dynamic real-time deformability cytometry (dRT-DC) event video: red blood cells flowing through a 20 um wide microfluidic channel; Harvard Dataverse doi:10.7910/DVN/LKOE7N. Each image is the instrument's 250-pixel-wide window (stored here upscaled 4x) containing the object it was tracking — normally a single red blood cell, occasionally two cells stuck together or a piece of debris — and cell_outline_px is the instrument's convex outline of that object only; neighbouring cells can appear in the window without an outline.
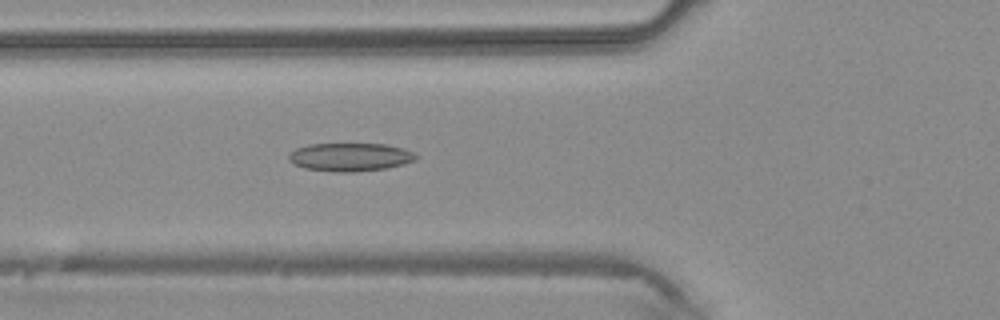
{"species": "common noctule bat (a hibernating species)", "species_latin": "Nyctalus noctula", "temperature_condition": "warm", "stored_images_in_passage": 30, "camera_frame_rate_fps": 3000, "um_per_image_px": 0.085, "animal": {"sex": "male", "body_mass_g": 20.4}, "frame": {"image": 1, "passage_image": 3, "time_ms": 0.667, "image_size_px": [1000, 320], "cell_outline_px": [[416, 160], [404, 164], [388, 168], [352, 172], [336, 172], [304, 168], [288, 160], [288, 152], [296, 148], [308, 144], [384, 144], [404, 148], [412, 152], [416, 156]], "centroid_in_image_um": [29.74, 13.35], "position_along_channel_um": 96.1, "area_um2": 20.98}}
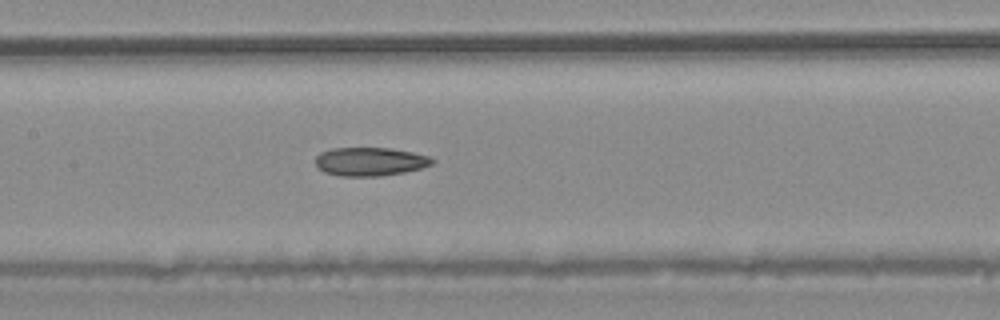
{"frame": {"image": 2, "passage_image": 8, "time_ms": 2.333, "image_size_px": [1000, 320], "cell_outline_px": [[436, 160], [432, 164], [420, 168], [404, 172], [380, 176], [340, 176], [324, 172], [316, 164], [316, 156], [320, 152], [332, 148], [392, 148], [412, 152], [428, 156]], "centroid_in_image_um": [31.45, 13.73], "position_along_channel_um": 175.9, "area_um2": 19.36}}
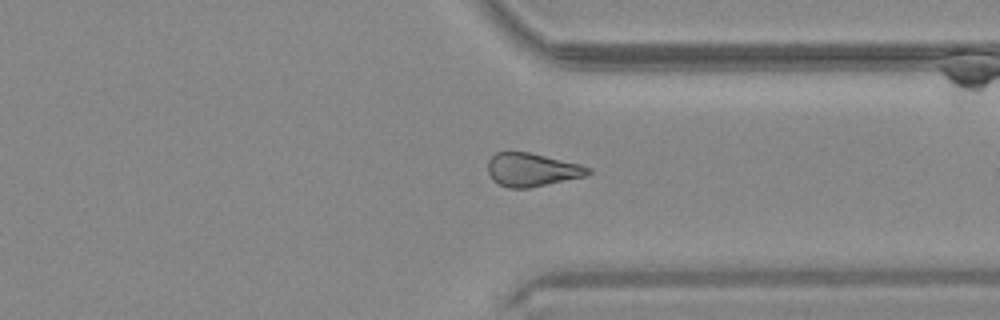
{"frame": {"image": 3, "passage_image": 20, "time_ms": 6.333, "image_size_px": [1000, 320], "cell_outline_px": [[592, 172], [584, 176], [528, 188], [508, 188], [492, 180], [488, 172], [488, 160], [496, 152], [528, 152], [580, 164], [592, 168]], "centroid_in_image_um": [45.2, 14.43], "position_along_channel_um": 366.2, "area_um2": 19.31}}